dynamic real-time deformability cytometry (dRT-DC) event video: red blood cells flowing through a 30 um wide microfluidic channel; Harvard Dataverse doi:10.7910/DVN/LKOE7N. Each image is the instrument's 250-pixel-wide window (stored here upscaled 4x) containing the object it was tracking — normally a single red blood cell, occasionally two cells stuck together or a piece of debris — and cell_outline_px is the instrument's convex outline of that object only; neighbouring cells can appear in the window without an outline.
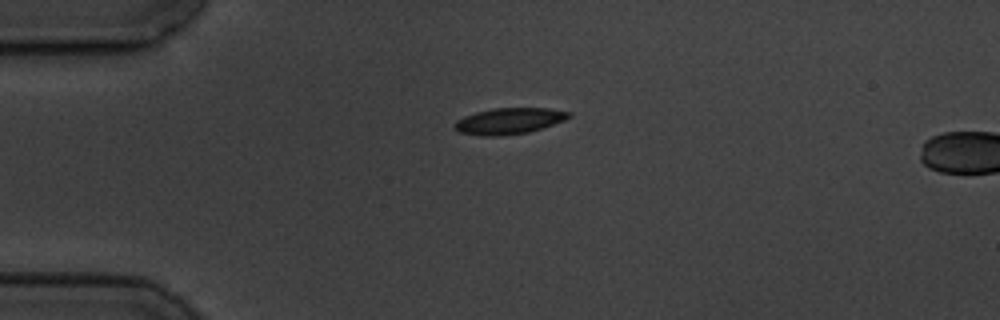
{"species": "common noctule bat (a hibernating species)", "species_latin": "Nyctalus noctula", "temperature_condition": "cold", "stored_images_in_passage": 2, "camera_frame_rate_fps": 3000, "um_per_image_px": 0.085, "animal": {"sex": "male", "body_mass_g": 19.5, "forearm_length_mm": 54.6}, "frame": {"image": 1, "passage_image": 1, "time_ms": 0.0, "image_size_px": [1000, 320], "cell_outline_px": [[572, 116], [564, 120], [528, 132], [500, 136], [480, 136], [460, 132], [452, 128], [452, 124], [456, 120], [464, 116], [476, 112], [492, 108], [548, 108], [572, 112]], "centroid_in_image_um": [43.22, 10.28], "position_along_channel_um": 41.8, "area_um2": 17.51}}